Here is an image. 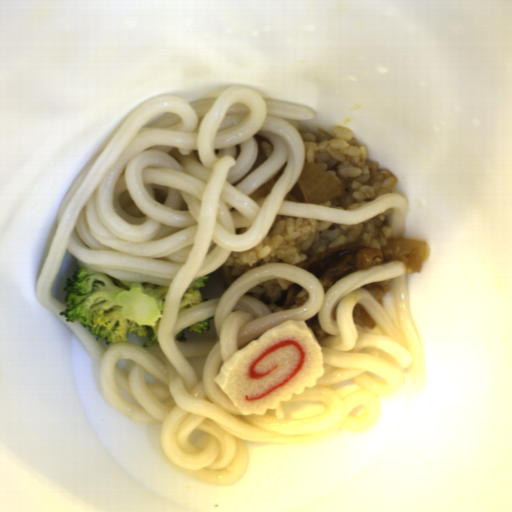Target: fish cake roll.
Returning <instances> with one entry per match:
<instances>
[{"mask_svg": "<svg viewBox=\"0 0 512 512\" xmlns=\"http://www.w3.org/2000/svg\"><path fill=\"white\" fill-rule=\"evenodd\" d=\"M324 374L321 345L305 320L284 321L235 351L221 366L215 383L239 415L276 410Z\"/></svg>", "mask_w": 512, "mask_h": 512, "instance_id": "1", "label": "fish cake roll"}]
</instances>
